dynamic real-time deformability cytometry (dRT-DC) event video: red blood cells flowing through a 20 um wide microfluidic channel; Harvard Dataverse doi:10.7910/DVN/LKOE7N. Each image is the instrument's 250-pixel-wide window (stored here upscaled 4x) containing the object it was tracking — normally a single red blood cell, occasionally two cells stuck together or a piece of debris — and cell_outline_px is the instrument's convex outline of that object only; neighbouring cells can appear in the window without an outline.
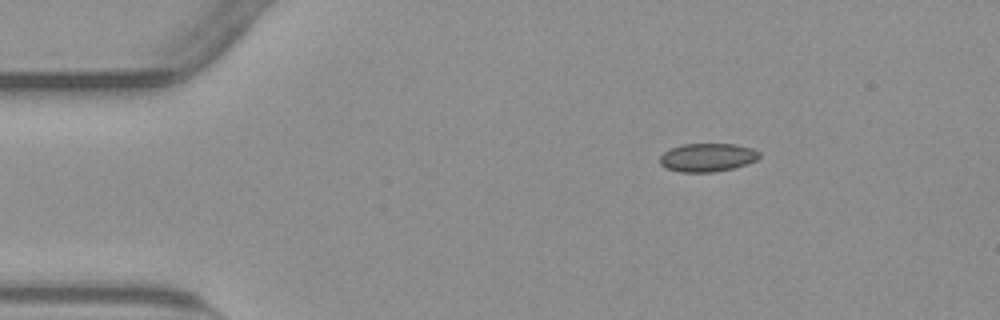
{"species": "common noctule bat (a hibernating species)", "species_latin": "Nyctalus noctula", "temperature_condition": "warm", "stored_images_in_passage": 47, "camera_frame_rate_fps": 3000, "um_per_image_px": 0.085, "animal": {"sex": "male", "body_mass_g": 23.1, "forearm_length_mm": 52.7}, "frame": {"image": 1, "passage_image": 1, "time_ms": 0.0, "image_size_px": [1000, 320], "cell_outline_px": [[760, 156], [756, 160], [748, 164], [732, 168], [712, 172], [680, 172], [664, 168], [660, 164], [660, 156], [664, 152], [672, 148], [684, 144], [736, 144], [752, 148], [760, 152]], "centroid_in_image_um": [60.13, 13.38], "position_along_channel_um": 24.9, "area_um2": 16.47}}
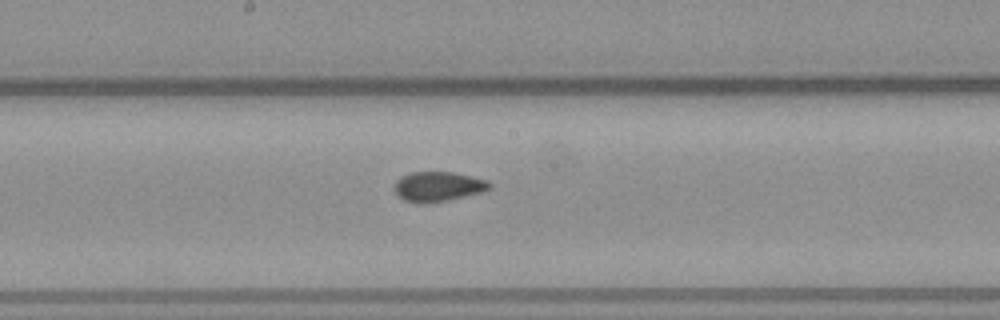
{"frame": {"image": 2, "passage_image": 21, "time_ms": 6.667, "image_size_px": [1000, 320], "cell_outline_px": [[492, 188], [480, 192], [464, 196], [444, 200], [404, 200], [396, 192], [396, 180], [400, 176], [412, 172], [452, 172], [472, 176], [488, 180], [492, 184]], "centroid_in_image_um": [37.31, 15.79], "position_along_channel_um": 210.9, "area_um2": 15.72}}
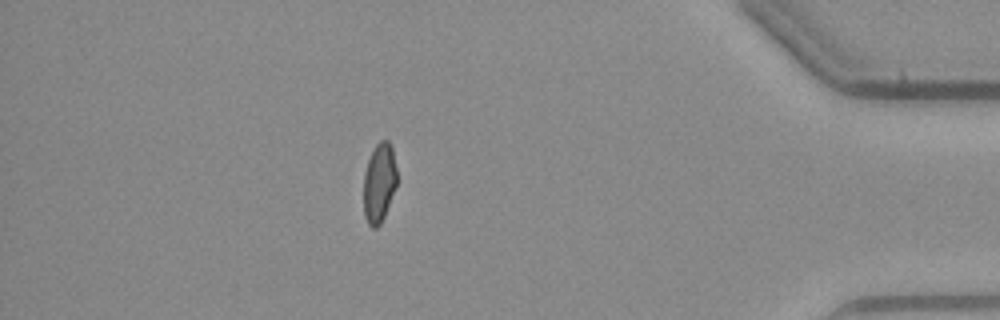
{"frame": {"image": 3, "passage_image": 40, "time_ms": 13.0, "image_size_px": [1000, 320], "cell_outline_px": [[396, 184], [384, 216], [380, 224], [376, 228], [372, 228], [368, 224], [364, 216], [364, 172], [368, 160], [376, 144], [380, 140], [388, 140], [392, 144], [396, 168]], "centroid_in_image_um": [32.22, 15.51], "position_along_channel_um": 403.0, "area_um2": 15.32}, "authors_computed_cell_mechanics": {"area_um2": 16.473, "velocity_mm_per_s": 3.7938, "shape_relaxation_time_tau1_ms": null, "shape_relaxation_time_tau2_ms": 1.821, "deformation_change_tau1": null, "deformation_change_tau2": 0.0727}}